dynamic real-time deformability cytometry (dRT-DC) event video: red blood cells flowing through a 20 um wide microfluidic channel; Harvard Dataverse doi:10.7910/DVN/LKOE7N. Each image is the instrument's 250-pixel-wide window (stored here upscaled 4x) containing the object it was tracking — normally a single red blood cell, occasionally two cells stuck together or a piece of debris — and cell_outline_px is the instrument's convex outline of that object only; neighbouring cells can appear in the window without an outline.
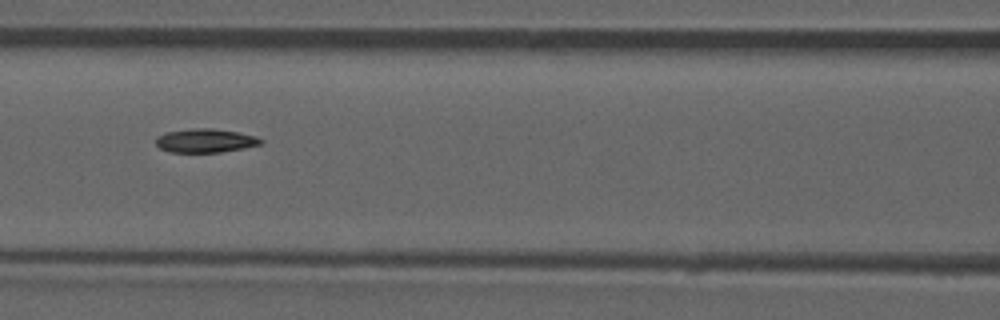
{"species": "common noctule bat (a hibernating species)", "species_latin": "Nyctalus noctula", "temperature_condition": "room temperature", "stored_images_in_passage": 53, "camera_frame_rate_fps": 3000, "um_per_image_px": 0.085, "animal": {"sex": "male", "forearm_length_mm": 52.5}, "frame": {"image": 1, "passage_image": 23, "time_ms": 7.333, "image_size_px": [1000, 320], "cell_outline_px": [[264, 144], [244, 148], [220, 152], [168, 152], [160, 148], [156, 144], [156, 136], [164, 132], [192, 128], [212, 128], [236, 132], [256, 136], [264, 140]], "centroid_in_image_um": [17.45, 11.95], "position_along_channel_um": 149.1, "area_um2": 14.68}, "authors_computed_cell_mechanics": {"area_um2": 14.6812, "velocity_mm_per_s": 3.8711, "shape_relaxation_time_tau1_ms": 5.2614, "shape_relaxation_time_tau2_ms": 4.3103, "deformation_change_tau1": 0.145, "deformation_change_tau2": 0.0953}}